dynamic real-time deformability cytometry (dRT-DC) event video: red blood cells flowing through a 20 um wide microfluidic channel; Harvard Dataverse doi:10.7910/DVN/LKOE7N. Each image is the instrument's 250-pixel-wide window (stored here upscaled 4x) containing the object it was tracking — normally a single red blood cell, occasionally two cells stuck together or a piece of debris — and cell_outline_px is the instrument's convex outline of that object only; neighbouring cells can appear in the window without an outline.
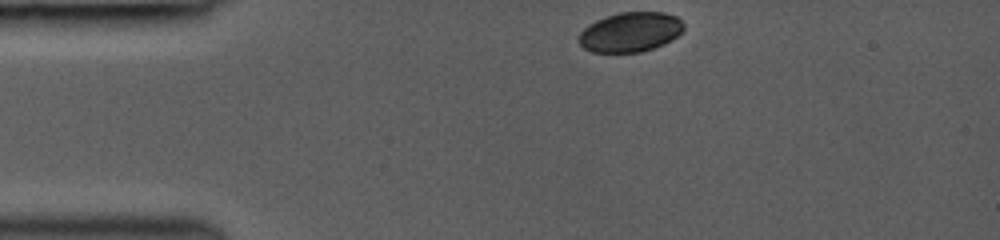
{"species": "common noctule bat (a hibernating species)", "species_latin": "Nyctalus noctula", "temperature_condition": "room temperature", "stored_images_in_passage": 31, "camera_frame_rate_fps": 3000, "um_per_image_px": 0.085, "animal": {"sex": "female", "body_mass_g": 19.0, "forearm_length_mm": 53.3}, "frame": {"image": 1, "passage_image": 1, "time_ms": 0.0, "image_size_px": [1000, 240], "cell_outline_px": [[684, 28], [672, 40], [664, 44], [640, 52], [592, 52], [584, 48], [576, 40], [580, 32], [588, 24], [596, 20], [620, 12], [664, 12], [676, 16], [684, 24]], "centroid_in_image_um": [53.55, 2.72], "position_along_channel_um": 31.4, "area_um2": 24.28}}